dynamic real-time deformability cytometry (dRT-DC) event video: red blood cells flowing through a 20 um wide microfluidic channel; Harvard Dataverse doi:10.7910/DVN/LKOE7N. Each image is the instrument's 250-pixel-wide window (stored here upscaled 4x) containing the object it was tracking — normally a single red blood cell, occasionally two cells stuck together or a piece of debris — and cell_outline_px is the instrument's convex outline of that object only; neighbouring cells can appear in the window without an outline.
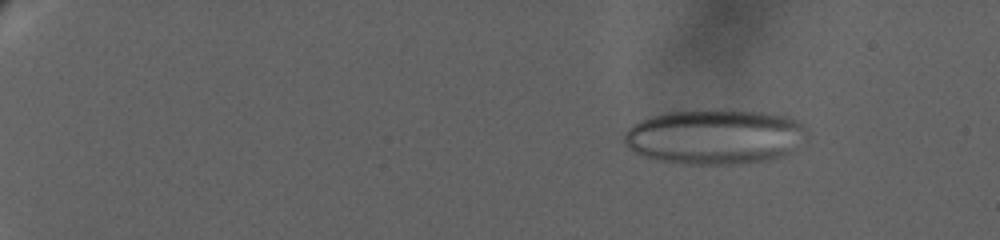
{"species": "human", "species_latin": "Homo sapiens", "temperature_condition": "warm", "stored_images_in_passage": 103, "camera_frame_rate_fps": 3000, "um_per_image_px": 0.085, "donor": {"sex": "female"}, "frame": {"image": 1, "passage_image": 13, "time_ms": 3.667, "image_size_px": [1000, 240], "cell_outline_px": [[808, 140], [784, 156], [768, 160], [744, 164], [680, 164], [660, 160], [644, 156], [628, 148], [624, 144], [624, 136], [628, 128], [632, 124], [640, 120], [664, 112], [720, 108], [728, 108], [784, 112], [804, 124], [808, 128]], "centroid_in_image_um": [60.89, 11.58], "position_along_channel_um": 24.1, "area_um2": 60.75}}
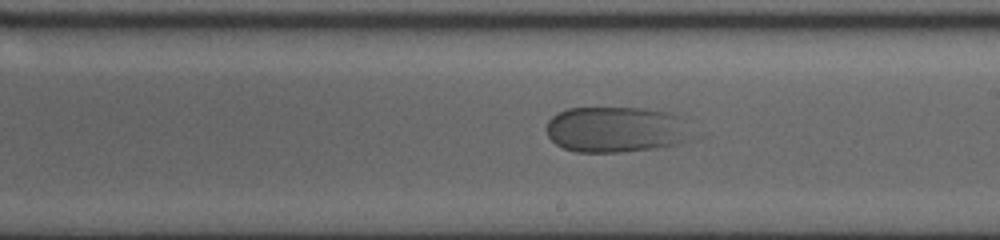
{"frame": {"image": 2, "passage_image": 63, "time_ms": 16.333, "image_size_px": [1000, 240], "cell_outline_px": [[688, 140], [676, 144], [656, 148], [620, 152], [576, 152], [564, 148], [556, 144], [548, 136], [548, 120], [552, 116], [568, 108], [640, 108], [668, 112], [676, 116]], "centroid_in_image_um": [52.22, 11.02], "position_along_channel_um": 236.8, "area_um2": 37.8}}
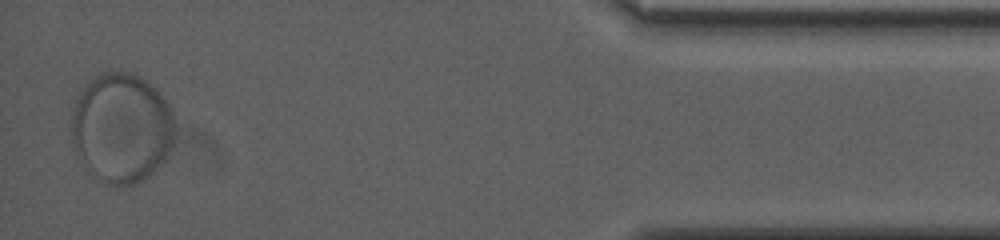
{"frame": {"image": 3, "passage_image": 102, "time_ms": 24.667, "image_size_px": [1000, 240], "cell_outline_px": [[176, 124], [172, 148], [164, 164], [144, 180], [132, 184], [104, 184], [100, 180], [76, 152], [72, 140], [72, 116], [80, 88], [88, 80], [100, 72], [132, 72], [148, 80], [160, 92], [168, 104], [172, 112]], "centroid_in_image_um": [10.39, 10.83], "position_along_channel_um": 424.8, "area_um2": 66.64}}